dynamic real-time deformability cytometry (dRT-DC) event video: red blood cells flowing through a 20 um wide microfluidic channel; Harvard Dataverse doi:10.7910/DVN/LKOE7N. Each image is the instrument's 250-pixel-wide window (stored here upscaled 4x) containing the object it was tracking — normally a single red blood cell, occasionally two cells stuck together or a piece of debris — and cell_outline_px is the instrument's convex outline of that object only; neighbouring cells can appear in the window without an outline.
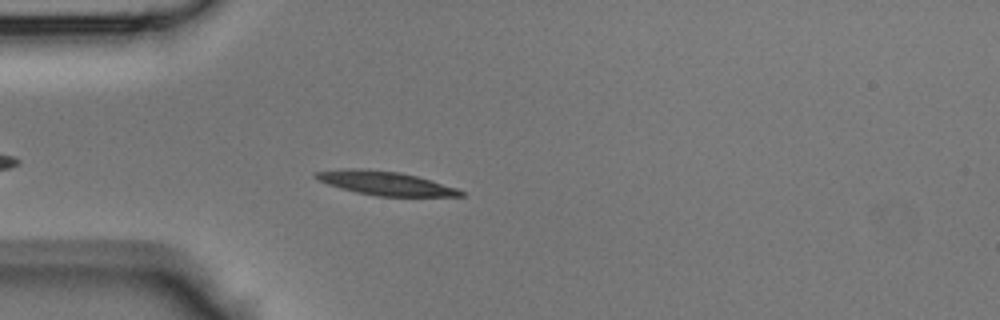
{"species": "Egyptian fruit bat (a non-hibernating species)", "species_latin": "Rousettus aegyptiacus", "temperature_condition": "room temperature", "stored_images_in_passage": 29, "camera_frame_rate_fps": 3000, "um_per_image_px": 0.085, "animal": {"sex": "male"}, "frame": {"image": 1, "passage_image": 5, "time_ms": 1.333, "image_size_px": [1000, 320], "cell_outline_px": [[464, 196], [376, 196], [356, 192], [340, 188], [328, 184], [312, 176], [312, 172], [400, 172], [432, 180], [456, 188], [464, 192]], "centroid_in_image_um": [32.91, 15.65], "position_along_channel_um": 52.1, "area_um2": 18.61}}
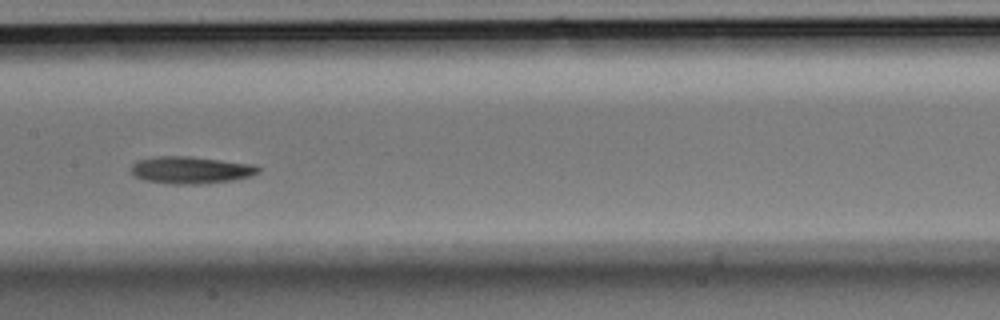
{"frame": {"image": 2, "passage_image": 15, "time_ms": 4.667, "image_size_px": [1000, 320], "cell_outline_px": [[260, 172], [248, 176], [232, 180], [200, 184], [172, 184], [144, 180], [136, 176], [132, 172], [132, 164], [136, 160], [152, 156], [192, 156], [256, 164], [260, 168]], "centroid_in_image_um": [16.22, 14.43], "position_along_channel_um": 191.2, "area_um2": 20.29}}
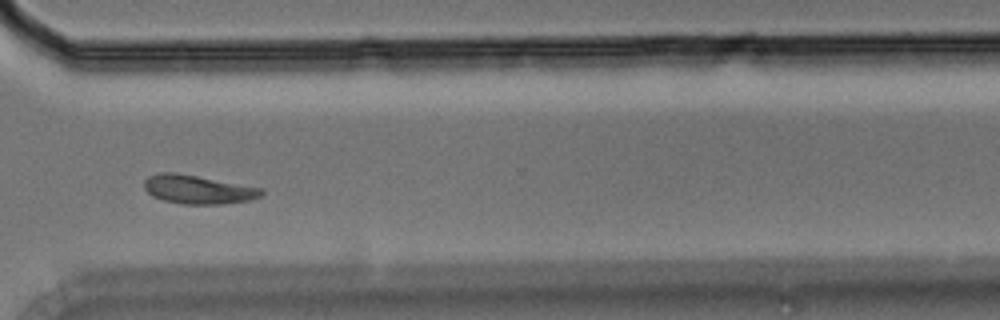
{"frame": {"image": 3, "passage_image": 26, "time_ms": 8.333, "image_size_px": [1000, 320], "cell_outline_px": [[264, 192], [260, 196], [248, 200], [224, 204], [180, 204], [164, 200], [152, 196], [144, 188], [144, 180], [148, 176], [156, 172], [176, 172], [264, 188]], "centroid_in_image_um": [16.81, 16.09], "position_along_channel_um": 353.8, "area_um2": 19.77}}